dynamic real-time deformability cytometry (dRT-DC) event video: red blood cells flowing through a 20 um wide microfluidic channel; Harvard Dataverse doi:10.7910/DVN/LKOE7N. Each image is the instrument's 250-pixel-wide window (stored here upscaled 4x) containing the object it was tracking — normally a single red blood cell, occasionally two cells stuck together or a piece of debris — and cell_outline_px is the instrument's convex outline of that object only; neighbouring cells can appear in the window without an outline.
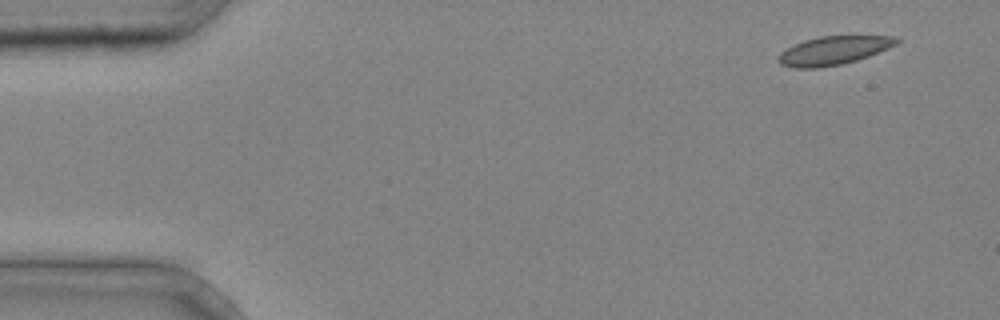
{"species": "common noctule bat (a hibernating species)", "species_latin": "Nyctalus noctula", "temperature_condition": "cold", "stored_images_in_passage": 11, "camera_frame_rate_fps": 3000, "um_per_image_px": 0.085, "animal": {"sex": "male", "body_mass_g": 20.4}, "frame": {"image": 1, "passage_image": 1, "time_ms": 0.0, "image_size_px": [1000, 320], "cell_outline_px": [[900, 40], [896, 44], [888, 48], [868, 56], [844, 64], [816, 68], [796, 68], [780, 64], [776, 60], [780, 52], [804, 40], [820, 36], [896, 36]], "centroid_in_image_um": [70.84, 4.29], "position_along_channel_um": 14.2, "area_um2": 19.54}}
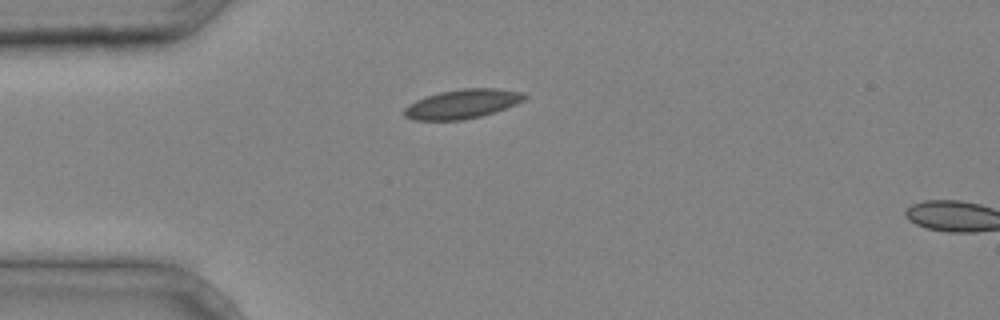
{"frame": {"image": 2, "passage_image": 9, "time_ms": 2.667, "image_size_px": [1000, 320], "cell_outline_px": [[528, 96], [524, 100], [516, 104], [480, 116], [464, 120], [412, 120], [404, 116], [404, 108], [408, 104], [416, 100], [440, 92], [460, 88], [496, 88], [524, 92]], "centroid_in_image_um": [39.29, 8.83], "position_along_channel_um": 45.7, "area_um2": 20.46}}